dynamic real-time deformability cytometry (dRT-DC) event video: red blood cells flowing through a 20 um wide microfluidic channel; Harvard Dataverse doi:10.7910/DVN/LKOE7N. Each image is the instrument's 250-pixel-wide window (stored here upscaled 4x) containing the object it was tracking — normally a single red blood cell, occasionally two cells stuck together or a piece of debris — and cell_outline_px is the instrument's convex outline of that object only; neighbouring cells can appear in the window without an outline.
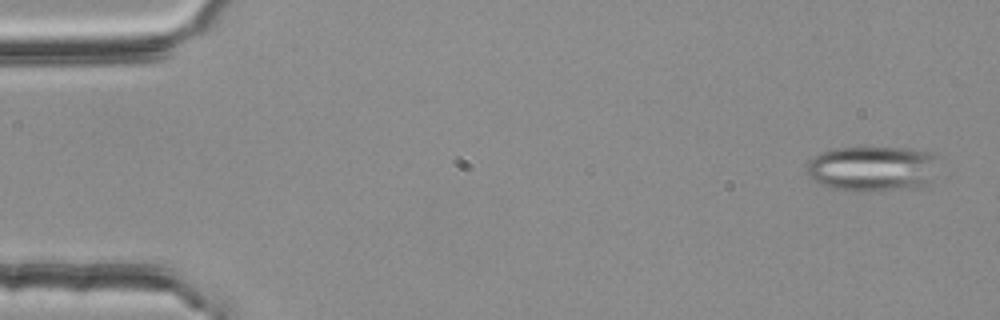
{"species": "common noctule bat (a hibernating species)", "species_latin": "Nyctalus noctula", "temperature_condition": "room temperature", "stored_images_in_passage": 55, "segment_of_instrument_passage": [1, 2], "camera_frame_rate_fps": 3000, "um_per_image_px": 0.085, "animal": {"sex": "female", "body_mass_g": 25.1}, "frame": {"image": 1, "passage_image": 3, "time_ms": 0.667, "image_size_px": [1000, 320], "cell_outline_px": [[936, 156], [924, 184], [920, 188], [868, 192], [852, 192], [828, 188], [808, 176], [808, 160], [812, 156], [820, 152], [836, 148], [900, 148], [928, 152]], "centroid_in_image_um": [74.01, 14.36], "position_along_channel_um": 11.0, "area_um2": 34.45}}